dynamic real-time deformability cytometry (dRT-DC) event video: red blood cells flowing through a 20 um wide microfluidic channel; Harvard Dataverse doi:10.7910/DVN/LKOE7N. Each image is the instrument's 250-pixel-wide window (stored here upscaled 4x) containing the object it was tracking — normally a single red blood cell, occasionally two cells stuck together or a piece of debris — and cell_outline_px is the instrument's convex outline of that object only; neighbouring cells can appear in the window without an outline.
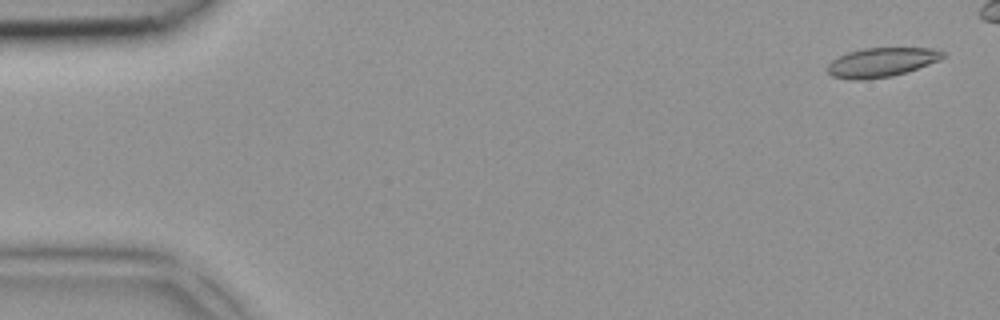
{"species": "common noctule bat (a hibernating species)", "species_latin": "Nyctalus noctula", "temperature_condition": "room temperature", "stored_images_in_passage": 5, "camera_frame_rate_fps": 3000, "um_per_image_px": 0.085, "animal": {"sex": "female", "body_mass_g": 18.4}, "frame": {"image": 1, "passage_image": 1, "time_ms": 0.0, "image_size_px": [1000, 320], "cell_outline_px": [[944, 56], [940, 60], [892, 76], [864, 80], [856, 80], [832, 76], [828, 72], [828, 64], [832, 60], [848, 52], [864, 48], [932, 48], [944, 52]], "centroid_in_image_um": [74.91, 5.29], "position_along_channel_um": 10.1, "area_um2": 19.36}}